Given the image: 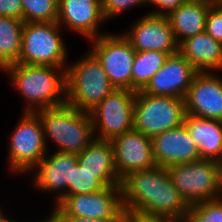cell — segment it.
Segmentation results:
<instances>
[{
  "instance_id": "cell-1",
  "label": "cell",
  "mask_w": 222,
  "mask_h": 222,
  "mask_svg": "<svg viewBox=\"0 0 222 222\" xmlns=\"http://www.w3.org/2000/svg\"><path fill=\"white\" fill-rule=\"evenodd\" d=\"M124 213H146L185 220L190 206L174 187L166 167L136 171L121 182Z\"/></svg>"
},
{
  "instance_id": "cell-2",
  "label": "cell",
  "mask_w": 222,
  "mask_h": 222,
  "mask_svg": "<svg viewBox=\"0 0 222 222\" xmlns=\"http://www.w3.org/2000/svg\"><path fill=\"white\" fill-rule=\"evenodd\" d=\"M66 68L15 63L4 70L24 99V112L66 104Z\"/></svg>"
},
{
  "instance_id": "cell-3",
  "label": "cell",
  "mask_w": 222,
  "mask_h": 222,
  "mask_svg": "<svg viewBox=\"0 0 222 222\" xmlns=\"http://www.w3.org/2000/svg\"><path fill=\"white\" fill-rule=\"evenodd\" d=\"M35 113L40 118L46 144L52 140L59 152L78 155L96 139L90 113L68 103Z\"/></svg>"
},
{
  "instance_id": "cell-4",
  "label": "cell",
  "mask_w": 222,
  "mask_h": 222,
  "mask_svg": "<svg viewBox=\"0 0 222 222\" xmlns=\"http://www.w3.org/2000/svg\"><path fill=\"white\" fill-rule=\"evenodd\" d=\"M115 87L102 64L90 50L66 68V102L80 111L90 112Z\"/></svg>"
},
{
  "instance_id": "cell-5",
  "label": "cell",
  "mask_w": 222,
  "mask_h": 222,
  "mask_svg": "<svg viewBox=\"0 0 222 222\" xmlns=\"http://www.w3.org/2000/svg\"><path fill=\"white\" fill-rule=\"evenodd\" d=\"M166 169L174 187L189 206L221 197L220 162L199 159Z\"/></svg>"
},
{
  "instance_id": "cell-6",
  "label": "cell",
  "mask_w": 222,
  "mask_h": 222,
  "mask_svg": "<svg viewBox=\"0 0 222 222\" xmlns=\"http://www.w3.org/2000/svg\"><path fill=\"white\" fill-rule=\"evenodd\" d=\"M62 28L57 21L24 23L20 58L17 63L67 67V52Z\"/></svg>"
},
{
  "instance_id": "cell-7",
  "label": "cell",
  "mask_w": 222,
  "mask_h": 222,
  "mask_svg": "<svg viewBox=\"0 0 222 222\" xmlns=\"http://www.w3.org/2000/svg\"><path fill=\"white\" fill-rule=\"evenodd\" d=\"M187 115L185 99L156 96L136 91L134 101V129L154 136L183 125Z\"/></svg>"
},
{
  "instance_id": "cell-8",
  "label": "cell",
  "mask_w": 222,
  "mask_h": 222,
  "mask_svg": "<svg viewBox=\"0 0 222 222\" xmlns=\"http://www.w3.org/2000/svg\"><path fill=\"white\" fill-rule=\"evenodd\" d=\"M21 115L8 146L7 164L9 171L16 175L29 173L49 151L39 116L31 112Z\"/></svg>"
},
{
  "instance_id": "cell-9",
  "label": "cell",
  "mask_w": 222,
  "mask_h": 222,
  "mask_svg": "<svg viewBox=\"0 0 222 222\" xmlns=\"http://www.w3.org/2000/svg\"><path fill=\"white\" fill-rule=\"evenodd\" d=\"M135 93L115 88L89 112L96 139L112 140L134 129Z\"/></svg>"
},
{
  "instance_id": "cell-10",
  "label": "cell",
  "mask_w": 222,
  "mask_h": 222,
  "mask_svg": "<svg viewBox=\"0 0 222 222\" xmlns=\"http://www.w3.org/2000/svg\"><path fill=\"white\" fill-rule=\"evenodd\" d=\"M59 217L125 219L121 185L107 186L99 192L64 196L54 204Z\"/></svg>"
},
{
  "instance_id": "cell-11",
  "label": "cell",
  "mask_w": 222,
  "mask_h": 222,
  "mask_svg": "<svg viewBox=\"0 0 222 222\" xmlns=\"http://www.w3.org/2000/svg\"><path fill=\"white\" fill-rule=\"evenodd\" d=\"M90 49L99 59L116 89L132 90V69L136 51L123 34L106 33L90 40Z\"/></svg>"
},
{
  "instance_id": "cell-12",
  "label": "cell",
  "mask_w": 222,
  "mask_h": 222,
  "mask_svg": "<svg viewBox=\"0 0 222 222\" xmlns=\"http://www.w3.org/2000/svg\"><path fill=\"white\" fill-rule=\"evenodd\" d=\"M146 14V15H145ZM133 21L129 30L122 32L136 52L159 51L169 56L178 53L170 21L166 15L145 13Z\"/></svg>"
},
{
  "instance_id": "cell-13",
  "label": "cell",
  "mask_w": 222,
  "mask_h": 222,
  "mask_svg": "<svg viewBox=\"0 0 222 222\" xmlns=\"http://www.w3.org/2000/svg\"><path fill=\"white\" fill-rule=\"evenodd\" d=\"M118 177L122 181L129 174L154 168L152 138L133 129L111 140Z\"/></svg>"
},
{
  "instance_id": "cell-14",
  "label": "cell",
  "mask_w": 222,
  "mask_h": 222,
  "mask_svg": "<svg viewBox=\"0 0 222 222\" xmlns=\"http://www.w3.org/2000/svg\"><path fill=\"white\" fill-rule=\"evenodd\" d=\"M48 153L29 173L35 175L34 187L41 189L42 193H54V204H57L68 196V183H72L73 166L78 163V157L77 154L59 151Z\"/></svg>"
},
{
  "instance_id": "cell-15",
  "label": "cell",
  "mask_w": 222,
  "mask_h": 222,
  "mask_svg": "<svg viewBox=\"0 0 222 222\" xmlns=\"http://www.w3.org/2000/svg\"><path fill=\"white\" fill-rule=\"evenodd\" d=\"M105 21L101 0L58 1L57 23L61 28L68 27L88 41L107 33H100L99 30Z\"/></svg>"
},
{
  "instance_id": "cell-16",
  "label": "cell",
  "mask_w": 222,
  "mask_h": 222,
  "mask_svg": "<svg viewBox=\"0 0 222 222\" xmlns=\"http://www.w3.org/2000/svg\"><path fill=\"white\" fill-rule=\"evenodd\" d=\"M184 99L187 114L222 121V78L216 72H198Z\"/></svg>"
},
{
  "instance_id": "cell-17",
  "label": "cell",
  "mask_w": 222,
  "mask_h": 222,
  "mask_svg": "<svg viewBox=\"0 0 222 222\" xmlns=\"http://www.w3.org/2000/svg\"><path fill=\"white\" fill-rule=\"evenodd\" d=\"M198 71L179 52L169 56L142 90L156 96L184 99Z\"/></svg>"
},
{
  "instance_id": "cell-18",
  "label": "cell",
  "mask_w": 222,
  "mask_h": 222,
  "mask_svg": "<svg viewBox=\"0 0 222 222\" xmlns=\"http://www.w3.org/2000/svg\"><path fill=\"white\" fill-rule=\"evenodd\" d=\"M152 148L156 166L168 168L201 159L197 144L185 124L154 136Z\"/></svg>"
},
{
  "instance_id": "cell-19",
  "label": "cell",
  "mask_w": 222,
  "mask_h": 222,
  "mask_svg": "<svg viewBox=\"0 0 222 222\" xmlns=\"http://www.w3.org/2000/svg\"><path fill=\"white\" fill-rule=\"evenodd\" d=\"M178 52L198 72L222 71V43L206 32L183 40L178 45Z\"/></svg>"
},
{
  "instance_id": "cell-20",
  "label": "cell",
  "mask_w": 222,
  "mask_h": 222,
  "mask_svg": "<svg viewBox=\"0 0 222 222\" xmlns=\"http://www.w3.org/2000/svg\"><path fill=\"white\" fill-rule=\"evenodd\" d=\"M186 128L197 144L201 159L222 161V121L187 114Z\"/></svg>"
},
{
  "instance_id": "cell-21",
  "label": "cell",
  "mask_w": 222,
  "mask_h": 222,
  "mask_svg": "<svg viewBox=\"0 0 222 222\" xmlns=\"http://www.w3.org/2000/svg\"><path fill=\"white\" fill-rule=\"evenodd\" d=\"M209 7L206 3L187 0L167 15L178 45L189 37L205 32Z\"/></svg>"
},
{
  "instance_id": "cell-22",
  "label": "cell",
  "mask_w": 222,
  "mask_h": 222,
  "mask_svg": "<svg viewBox=\"0 0 222 222\" xmlns=\"http://www.w3.org/2000/svg\"><path fill=\"white\" fill-rule=\"evenodd\" d=\"M23 20L0 16V70L19 61Z\"/></svg>"
},
{
  "instance_id": "cell-23",
  "label": "cell",
  "mask_w": 222,
  "mask_h": 222,
  "mask_svg": "<svg viewBox=\"0 0 222 222\" xmlns=\"http://www.w3.org/2000/svg\"><path fill=\"white\" fill-rule=\"evenodd\" d=\"M117 172H90L79 163L73 166L72 183H68V195L99 192L107 186L121 185Z\"/></svg>"
},
{
  "instance_id": "cell-24",
  "label": "cell",
  "mask_w": 222,
  "mask_h": 222,
  "mask_svg": "<svg viewBox=\"0 0 222 222\" xmlns=\"http://www.w3.org/2000/svg\"><path fill=\"white\" fill-rule=\"evenodd\" d=\"M77 157L78 163L90 172H116L111 140L95 139Z\"/></svg>"
},
{
  "instance_id": "cell-25",
  "label": "cell",
  "mask_w": 222,
  "mask_h": 222,
  "mask_svg": "<svg viewBox=\"0 0 222 222\" xmlns=\"http://www.w3.org/2000/svg\"><path fill=\"white\" fill-rule=\"evenodd\" d=\"M169 57L159 51L136 52L132 69V91L143 90Z\"/></svg>"
},
{
  "instance_id": "cell-26",
  "label": "cell",
  "mask_w": 222,
  "mask_h": 222,
  "mask_svg": "<svg viewBox=\"0 0 222 222\" xmlns=\"http://www.w3.org/2000/svg\"><path fill=\"white\" fill-rule=\"evenodd\" d=\"M59 0H21L23 22H52L58 19Z\"/></svg>"
},
{
  "instance_id": "cell-27",
  "label": "cell",
  "mask_w": 222,
  "mask_h": 222,
  "mask_svg": "<svg viewBox=\"0 0 222 222\" xmlns=\"http://www.w3.org/2000/svg\"><path fill=\"white\" fill-rule=\"evenodd\" d=\"M184 222H222V198L191 205Z\"/></svg>"
},
{
  "instance_id": "cell-28",
  "label": "cell",
  "mask_w": 222,
  "mask_h": 222,
  "mask_svg": "<svg viewBox=\"0 0 222 222\" xmlns=\"http://www.w3.org/2000/svg\"><path fill=\"white\" fill-rule=\"evenodd\" d=\"M101 5L105 19L109 20L133 7L148 6V0H101Z\"/></svg>"
},
{
  "instance_id": "cell-29",
  "label": "cell",
  "mask_w": 222,
  "mask_h": 222,
  "mask_svg": "<svg viewBox=\"0 0 222 222\" xmlns=\"http://www.w3.org/2000/svg\"><path fill=\"white\" fill-rule=\"evenodd\" d=\"M205 32L222 43V2L210 5L206 16Z\"/></svg>"
},
{
  "instance_id": "cell-30",
  "label": "cell",
  "mask_w": 222,
  "mask_h": 222,
  "mask_svg": "<svg viewBox=\"0 0 222 222\" xmlns=\"http://www.w3.org/2000/svg\"><path fill=\"white\" fill-rule=\"evenodd\" d=\"M0 16L23 20V6L21 0H0Z\"/></svg>"
},
{
  "instance_id": "cell-31",
  "label": "cell",
  "mask_w": 222,
  "mask_h": 222,
  "mask_svg": "<svg viewBox=\"0 0 222 222\" xmlns=\"http://www.w3.org/2000/svg\"><path fill=\"white\" fill-rule=\"evenodd\" d=\"M187 0H148V5H154L152 11L148 13L154 15H168L171 11L175 10L177 7L185 3Z\"/></svg>"
},
{
  "instance_id": "cell-32",
  "label": "cell",
  "mask_w": 222,
  "mask_h": 222,
  "mask_svg": "<svg viewBox=\"0 0 222 222\" xmlns=\"http://www.w3.org/2000/svg\"><path fill=\"white\" fill-rule=\"evenodd\" d=\"M126 220L127 222H184L183 220L177 218L146 213L126 214Z\"/></svg>"
},
{
  "instance_id": "cell-33",
  "label": "cell",
  "mask_w": 222,
  "mask_h": 222,
  "mask_svg": "<svg viewBox=\"0 0 222 222\" xmlns=\"http://www.w3.org/2000/svg\"><path fill=\"white\" fill-rule=\"evenodd\" d=\"M62 222H122L124 219H90L82 217H59Z\"/></svg>"
},
{
  "instance_id": "cell-34",
  "label": "cell",
  "mask_w": 222,
  "mask_h": 222,
  "mask_svg": "<svg viewBox=\"0 0 222 222\" xmlns=\"http://www.w3.org/2000/svg\"><path fill=\"white\" fill-rule=\"evenodd\" d=\"M41 222H62V221L60 220L59 216L52 210L50 215L46 217V220H43Z\"/></svg>"
},
{
  "instance_id": "cell-35",
  "label": "cell",
  "mask_w": 222,
  "mask_h": 222,
  "mask_svg": "<svg viewBox=\"0 0 222 222\" xmlns=\"http://www.w3.org/2000/svg\"><path fill=\"white\" fill-rule=\"evenodd\" d=\"M189 1L202 2L209 5H217L221 3V0H189Z\"/></svg>"
},
{
  "instance_id": "cell-36",
  "label": "cell",
  "mask_w": 222,
  "mask_h": 222,
  "mask_svg": "<svg viewBox=\"0 0 222 222\" xmlns=\"http://www.w3.org/2000/svg\"><path fill=\"white\" fill-rule=\"evenodd\" d=\"M0 222H17L16 220L10 219L7 215H4L2 210L0 209Z\"/></svg>"
},
{
  "instance_id": "cell-37",
  "label": "cell",
  "mask_w": 222,
  "mask_h": 222,
  "mask_svg": "<svg viewBox=\"0 0 222 222\" xmlns=\"http://www.w3.org/2000/svg\"><path fill=\"white\" fill-rule=\"evenodd\" d=\"M220 163H221V198H222V161Z\"/></svg>"
}]
</instances>
